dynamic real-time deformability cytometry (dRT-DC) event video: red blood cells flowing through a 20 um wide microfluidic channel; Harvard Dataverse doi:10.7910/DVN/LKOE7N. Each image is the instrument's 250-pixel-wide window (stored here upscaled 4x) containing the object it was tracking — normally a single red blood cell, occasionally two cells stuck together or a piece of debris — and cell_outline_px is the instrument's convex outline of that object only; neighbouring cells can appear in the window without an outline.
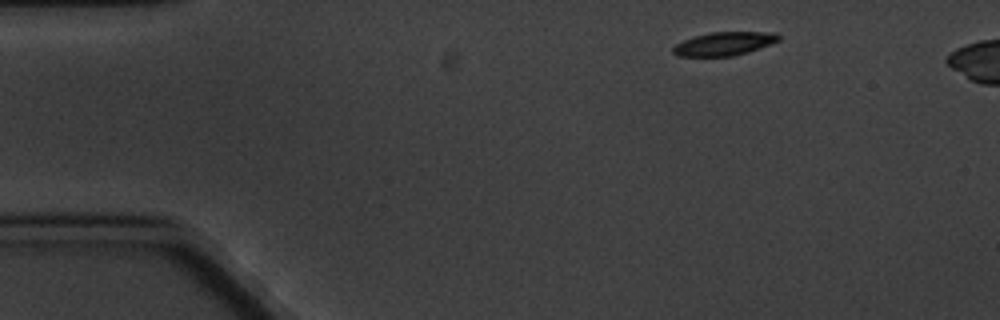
{"species": "common noctule bat (a hibernating species)", "species_latin": "Nyctalus noctula", "temperature_condition": "cold", "stored_images_in_passage": 6, "camera_frame_rate_fps": 3000, "um_per_image_px": 0.085, "animal": {"sex": "male", "body_mass_g": 20.1, "forearm_length_mm": 53.5}, "frame": {"image": 1, "passage_image": 1, "time_ms": 0.0, "image_size_px": [1000, 320], "cell_outline_px": [[780, 40], [748, 52], [732, 56], [676, 56], [672, 52], [672, 48], [676, 44], [684, 40], [696, 36], [712, 32], [776, 32], [780, 36]], "centroid_in_image_um": [61.55, 3.72], "position_along_channel_um": 23.4, "area_um2": 14.33}}